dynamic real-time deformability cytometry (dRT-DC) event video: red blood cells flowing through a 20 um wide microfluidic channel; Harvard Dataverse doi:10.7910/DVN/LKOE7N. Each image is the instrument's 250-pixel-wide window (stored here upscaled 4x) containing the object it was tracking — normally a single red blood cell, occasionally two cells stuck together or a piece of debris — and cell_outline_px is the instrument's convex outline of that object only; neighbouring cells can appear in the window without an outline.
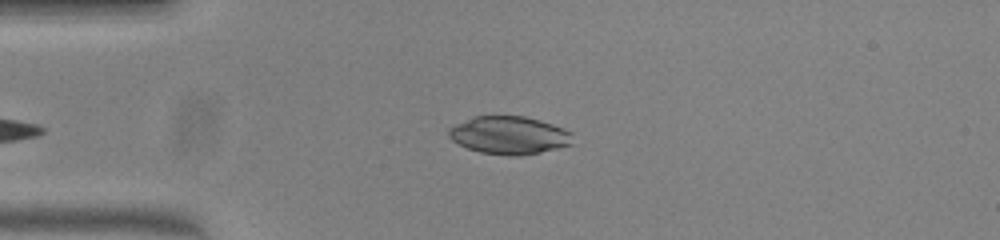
{"species": "common noctule bat (a hibernating species)", "species_latin": "Nyctalus noctula", "temperature_condition": "warm", "stored_images_in_passage": 38, "camera_frame_rate_fps": 3000, "um_per_image_px": 0.085, "animal": {"sex": "female", "body_mass_g": 23.0, "forearm_length_mm": 53.4}, "frame": {"image": 1, "passage_image": 2, "time_ms": 0.333, "image_size_px": [1000, 240], "cell_outline_px": [[572, 144], [540, 152], [520, 156], [508, 156], [480, 152], [468, 148], [452, 140], [448, 136], [448, 128], [456, 124], [476, 116], [524, 116], [540, 120], [564, 128], [572, 132]], "centroid_in_image_um": [43.29, 11.5], "position_along_channel_um": 41.7, "area_um2": 27.28}}
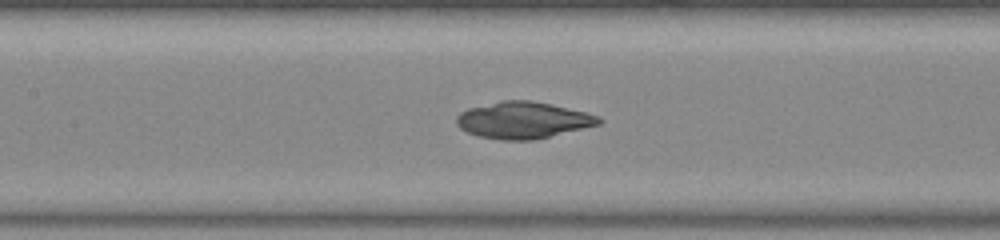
{"frame": {"image": 2, "passage_image": 13, "time_ms": 4.0, "image_size_px": [1000, 240], "cell_outline_px": [[604, 120], [600, 124], [536, 140], [500, 140], [480, 136], [468, 132], [460, 128], [456, 124], [456, 116], [460, 112], [468, 108], [504, 100], [528, 100], [552, 104], [600, 116]], "centroid_in_image_um": [44.47, 10.22], "position_along_channel_um": 162.9, "area_um2": 30.4}}
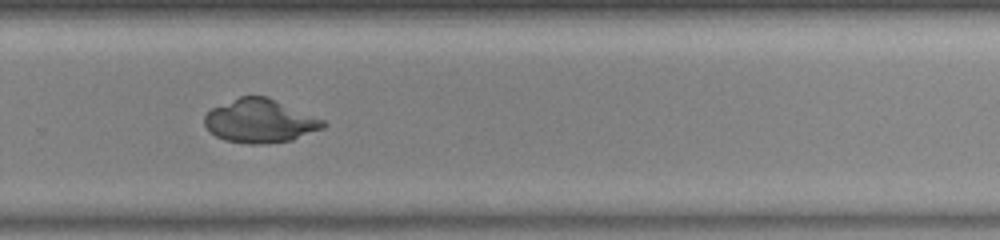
{"frame": {"image": 3, "passage_image": 24, "time_ms": 7.667, "image_size_px": [1000, 240], "cell_outline_px": [[328, 124], [324, 128], [292, 140], [268, 144], [248, 144], [224, 140], [216, 136], [204, 124], [204, 116], [212, 108], [240, 96], [264, 96], [324, 120]], "centroid_in_image_um": [22.1, 10.31], "position_along_channel_um": 307.7, "area_um2": 29.82}}